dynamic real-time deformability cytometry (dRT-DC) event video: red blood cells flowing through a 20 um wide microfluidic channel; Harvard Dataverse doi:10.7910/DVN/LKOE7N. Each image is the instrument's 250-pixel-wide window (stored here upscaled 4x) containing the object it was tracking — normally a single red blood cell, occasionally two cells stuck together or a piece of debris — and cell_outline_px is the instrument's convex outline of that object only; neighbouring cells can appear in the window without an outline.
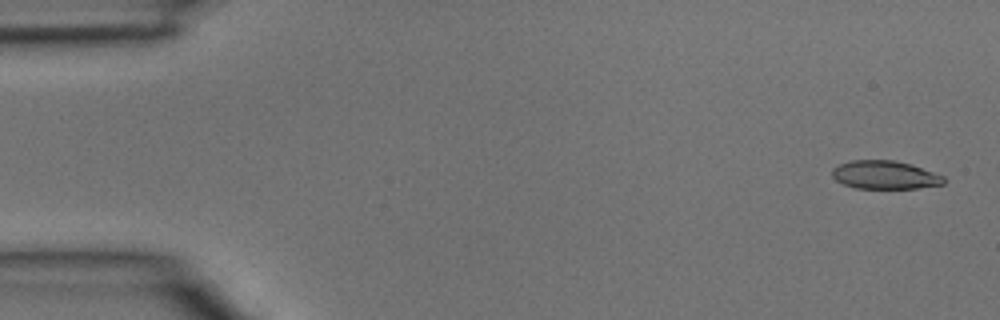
{"species": "common noctule bat (a hibernating species)", "species_latin": "Nyctalus noctula", "temperature_condition": "room temperature", "stored_images_in_passage": 4, "camera_frame_rate_fps": 3000, "um_per_image_px": 0.085, "animal": {"sex": "male", "body_mass_g": 15.6}, "frame": {"image": 1, "passage_image": 1, "time_ms": 0.0, "image_size_px": [1000, 320], "cell_outline_px": [[948, 180], [944, 184], [916, 188], [856, 188], [844, 184], [836, 180], [832, 176], [832, 168], [840, 164], [852, 160], [892, 160], [912, 164], [944, 176]], "centroid_in_image_um": [75.24, 14.86], "position_along_channel_um": 9.8, "area_um2": 18.44}}